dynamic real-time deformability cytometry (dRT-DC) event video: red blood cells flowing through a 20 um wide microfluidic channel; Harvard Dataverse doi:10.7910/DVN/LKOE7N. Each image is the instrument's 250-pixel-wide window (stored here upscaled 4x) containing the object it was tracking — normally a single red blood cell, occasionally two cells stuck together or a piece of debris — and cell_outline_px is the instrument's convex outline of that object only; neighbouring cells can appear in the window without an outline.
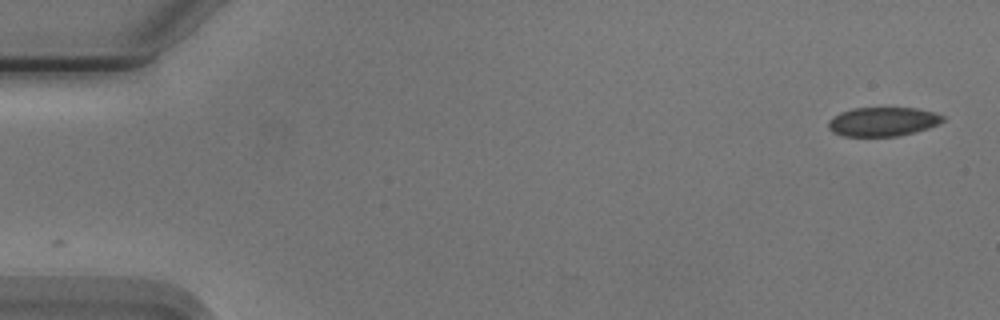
{"species": "Egyptian fruit bat (a non-hibernating species)", "species_latin": "Rousettus aegyptiacus", "temperature_condition": "cold", "stored_images_in_passage": 48, "camera_frame_rate_fps": 3000, "um_per_image_px": 0.085, "animal": {"sex": "male"}, "frame": {"image": 1, "passage_image": 1, "time_ms": 0.0, "image_size_px": [1000, 320], "cell_outline_px": [[944, 120], [940, 124], [916, 132], [900, 136], [844, 136], [832, 132], [828, 128], [828, 120], [832, 116], [840, 112], [852, 108], [916, 108], [936, 112], [944, 116]], "centroid_in_image_um": [75.04, 10.34], "position_along_channel_um": 10.0, "area_um2": 19.65}}
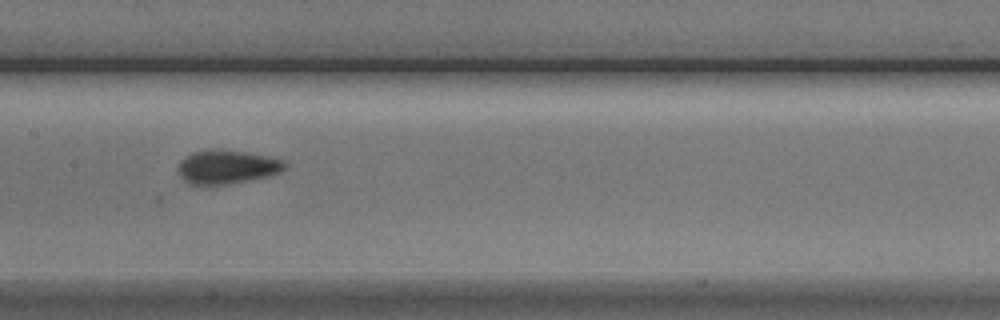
{"frame": {"image": 2, "passage_image": 26, "time_ms": 8.333, "image_size_px": [1000, 320], "cell_outline_px": [[288, 168], [280, 172], [268, 176], [228, 184], [188, 184], [180, 176], [180, 160], [192, 152], [212, 148], [220, 148], [268, 156], [284, 160], [288, 164]], "centroid_in_image_um": [19.33, 14.16], "position_along_channel_um": 188.1, "area_um2": 21.1}}
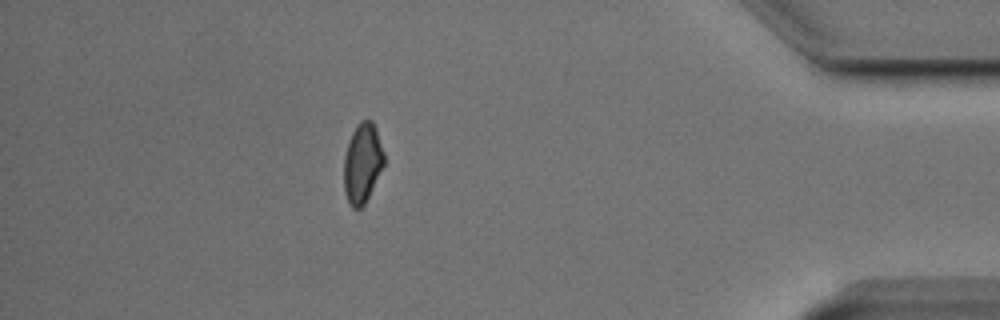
{"frame": {"image": 3, "passage_image": 47, "time_ms": 15.333, "image_size_px": [1000, 320], "cell_outline_px": [[384, 164], [364, 204], [360, 208], [352, 208], [344, 192], [344, 156], [348, 140], [356, 124], [360, 120], [372, 120], [376, 128], [384, 152]], "centroid_in_image_um": [30.79, 13.82], "position_along_channel_um": 404.4, "area_um2": 18.61}}